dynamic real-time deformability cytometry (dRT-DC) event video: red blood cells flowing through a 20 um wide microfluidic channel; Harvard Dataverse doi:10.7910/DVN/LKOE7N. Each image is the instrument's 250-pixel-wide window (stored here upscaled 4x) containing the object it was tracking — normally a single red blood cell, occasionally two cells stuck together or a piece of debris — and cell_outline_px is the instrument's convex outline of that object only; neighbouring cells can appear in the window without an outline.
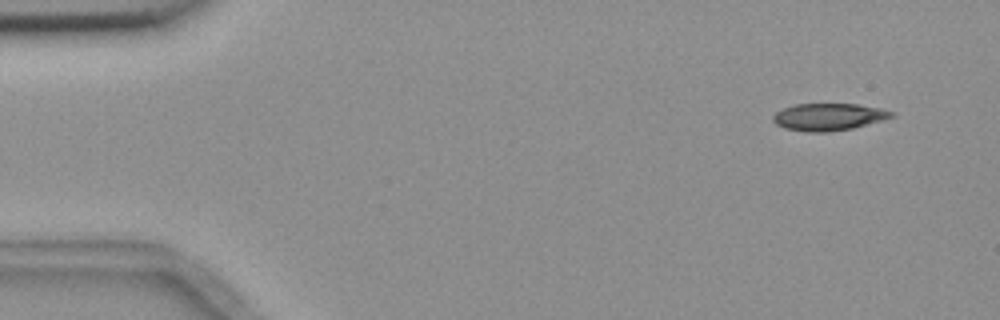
{"species": "common noctule bat (a hibernating species)", "species_latin": "Nyctalus noctula", "temperature_condition": "room temperature", "stored_images_in_passage": 5, "camera_frame_rate_fps": 3000, "um_per_image_px": 0.085, "animal": {"sex": "female", "body_mass_g": 18.4}, "frame": {"image": 1, "passage_image": 2, "time_ms": 1.0, "image_size_px": [1000, 320], "cell_outline_px": [[896, 116], [884, 120], [852, 128], [828, 132], [808, 132], [784, 128], [776, 124], [772, 120], [772, 116], [776, 112], [784, 108], [796, 104], [856, 104], [880, 108], [896, 112]], "centroid_in_image_um": [70.46, 9.94], "position_along_channel_um": 14.5, "area_um2": 18.84}}
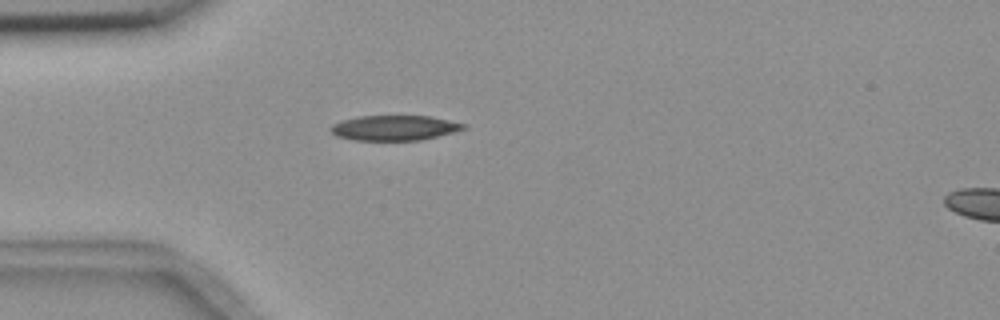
{"frame": {"image": 2, "passage_image": 5, "time_ms": 4.667, "image_size_px": [1000, 320], "cell_outline_px": [[468, 128], [420, 140], [352, 140], [336, 136], [328, 128], [332, 124], [356, 116], [428, 116], [468, 124]], "centroid_in_image_um": [33.51, 10.87], "position_along_channel_um": 51.5, "area_um2": 19.36}}